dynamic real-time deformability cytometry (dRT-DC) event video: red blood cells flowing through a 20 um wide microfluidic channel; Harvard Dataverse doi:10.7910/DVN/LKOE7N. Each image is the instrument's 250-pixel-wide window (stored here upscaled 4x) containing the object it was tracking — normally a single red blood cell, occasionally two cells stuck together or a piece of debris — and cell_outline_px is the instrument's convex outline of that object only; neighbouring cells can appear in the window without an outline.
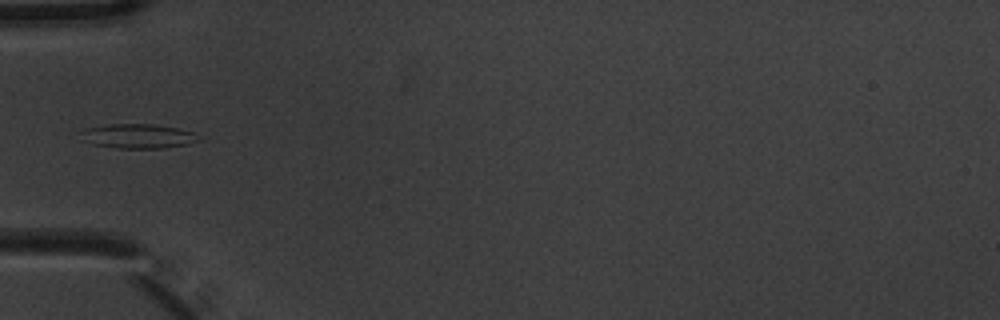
{"species": "common noctule bat (a hibernating species)", "species_latin": "Nyctalus noctula", "temperature_condition": "warm", "stored_images_in_passage": 3, "camera_frame_rate_fps": 3000, "um_per_image_px": 0.085, "animal": {"sex": "male", "body_mass_g": 20.1, "forearm_length_mm": 53.5}, "frame": {"image": 1, "passage_image": 3, "time_ms": 0.667, "image_size_px": [1000, 320], "cell_outline_px": [[200, 140], [188, 144], [164, 148], [116, 148], [92, 144], [80, 140], [80, 132], [84, 128], [108, 124], [152, 124], [176, 128], [196, 132]], "centroid_in_image_um": [11.68, 11.57], "position_along_channel_um": 73.3, "area_um2": 16.99}}